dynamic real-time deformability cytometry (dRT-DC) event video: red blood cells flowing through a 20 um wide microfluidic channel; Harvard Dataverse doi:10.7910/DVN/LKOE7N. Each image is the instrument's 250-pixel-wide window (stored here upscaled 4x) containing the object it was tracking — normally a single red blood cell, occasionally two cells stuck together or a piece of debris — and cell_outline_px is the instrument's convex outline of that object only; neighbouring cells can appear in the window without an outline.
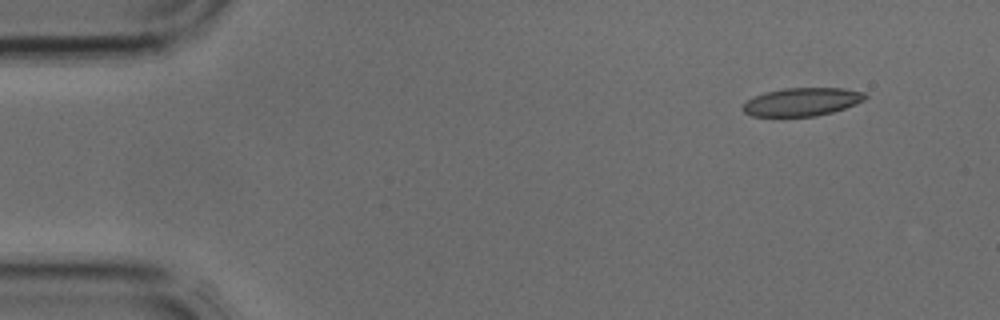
{"species": "common noctule bat (a hibernating species)", "species_latin": "Nyctalus noctula", "temperature_condition": "cold", "stored_images_in_passage": 3, "camera_frame_rate_fps": 3000, "um_per_image_px": 0.085, "animal": {"sex": "male", "body_mass_g": 17.9, "forearm_length_mm": 54.2}, "frame": {"image": 1, "passage_image": 3, "time_ms": 0.667, "image_size_px": [1000, 320], "cell_outline_px": [[868, 96], [864, 100], [856, 104], [832, 112], [816, 116], [752, 116], [744, 112], [740, 108], [748, 100], [764, 92], [784, 88], [840, 88], [864, 92]], "centroid_in_image_um": [68.16, 8.65], "position_along_channel_um": 16.8, "area_um2": 20.0}}